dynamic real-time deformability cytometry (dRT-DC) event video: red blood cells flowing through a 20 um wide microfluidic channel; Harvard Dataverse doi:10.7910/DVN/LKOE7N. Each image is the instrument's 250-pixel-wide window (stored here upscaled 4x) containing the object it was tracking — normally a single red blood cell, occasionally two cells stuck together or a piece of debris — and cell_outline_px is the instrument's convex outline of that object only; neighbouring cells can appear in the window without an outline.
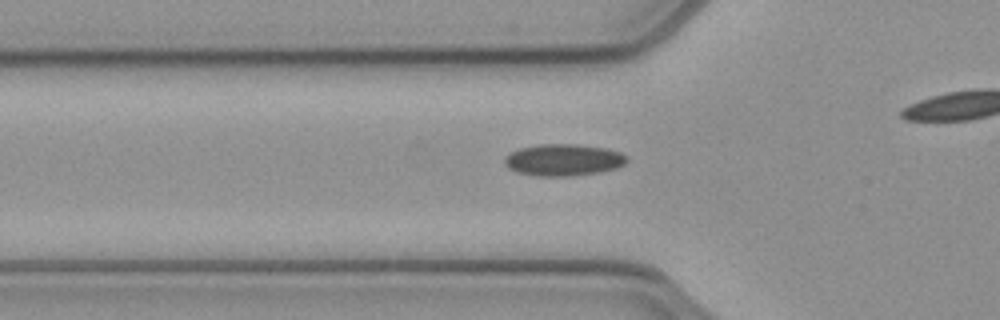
{"species": "common noctule bat (a hibernating species)", "species_latin": "Nyctalus noctula", "temperature_condition": "cold", "stored_images_in_passage": 33, "camera_frame_rate_fps": 3000, "um_per_image_px": 0.085, "animal": {"sex": "female", "body_mass_g": 21.9}, "frame": {"image": 1, "passage_image": 2, "time_ms": 0.333, "image_size_px": [1000, 320], "cell_outline_px": [[628, 160], [624, 164], [616, 168], [600, 172], [568, 176], [536, 176], [516, 172], [508, 168], [504, 164], [504, 156], [520, 148], [540, 144], [576, 144], [604, 148], [620, 152], [628, 156]], "centroid_in_image_um": [47.88, 13.6], "position_along_channel_um": 77.9, "area_um2": 22.72}}
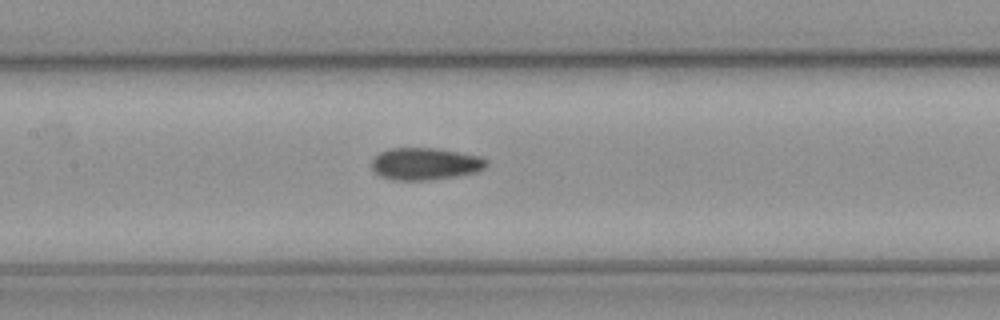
{"frame": {"image": 2, "passage_image": 9, "time_ms": 2.667, "image_size_px": [1000, 320], "cell_outline_px": [[488, 164], [484, 168], [476, 172], [456, 176], [432, 180], [396, 180], [380, 176], [372, 168], [372, 160], [380, 152], [388, 148], [436, 148], [480, 156], [488, 160]], "centroid_in_image_um": [36.15, 13.92], "position_along_channel_um": 171.2, "area_um2": 21.5}}
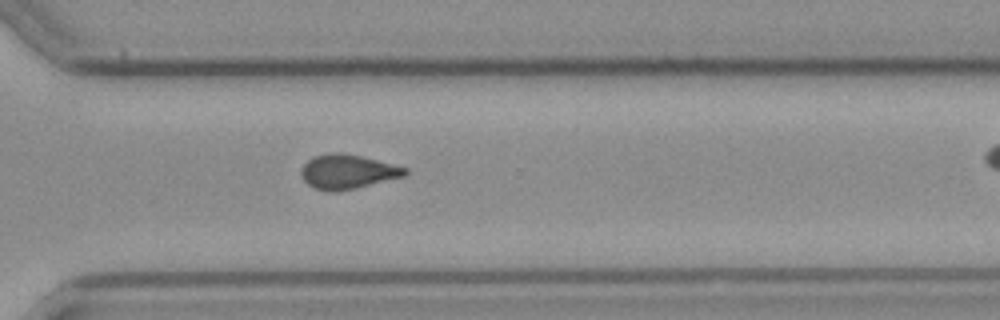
{"frame": {"image": 3, "passage_image": 22, "time_ms": 7.0, "image_size_px": [1000, 320], "cell_outline_px": [[408, 172], [404, 176], [356, 188], [332, 192], [316, 188], [308, 184], [300, 176], [300, 168], [308, 160], [316, 156], [332, 152], [340, 152], [360, 156], [408, 168]], "centroid_in_image_um": [29.52, 14.59], "position_along_channel_um": 341.1, "area_um2": 20.58}, "authors_computed_cell_mechanics": {"area_um2": 20.808, "velocity_mm_per_s": 3.93, "shape_relaxation_time_tau1_ms": null, "shape_relaxation_time_tau2_ms": 3.7586, "deformation_change_tau1": null, "deformation_change_tau2": 0.0915}}